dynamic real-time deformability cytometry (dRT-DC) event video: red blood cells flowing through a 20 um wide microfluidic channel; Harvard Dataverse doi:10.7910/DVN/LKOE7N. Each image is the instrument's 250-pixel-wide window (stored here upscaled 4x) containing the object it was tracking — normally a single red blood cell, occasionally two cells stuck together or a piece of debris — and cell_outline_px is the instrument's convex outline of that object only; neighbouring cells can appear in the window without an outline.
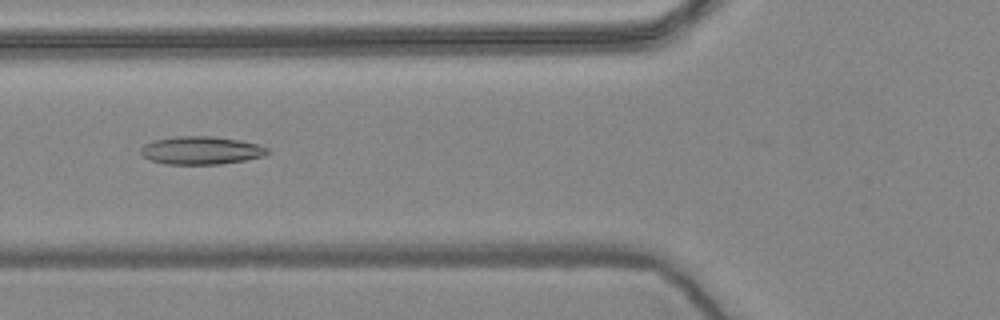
{"species": "common noctule bat (a hibernating species)", "species_latin": "Nyctalus noctula", "temperature_condition": "warm", "stored_images_in_passage": 57, "camera_frame_rate_fps": 3000, "um_per_image_px": 0.085, "animal": {"sex": "female", "body_mass_g": 24.6, "forearm_length_mm": 56.2}, "frame": {"image": 1, "passage_image": 22, "time_ms": 7.0, "image_size_px": [1000, 320], "cell_outline_px": [[268, 152], [264, 156], [248, 160], [220, 164], [164, 164], [148, 160], [140, 152], [140, 148], [144, 144], [152, 140], [176, 136], [212, 136], [240, 140], [260, 144], [268, 148]], "centroid_in_image_um": [17.09, 12.78], "position_along_channel_um": 108.7, "area_um2": 20.98}}
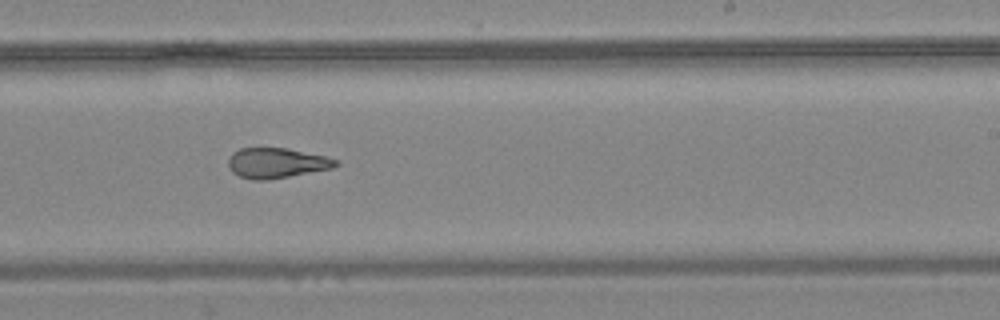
{"frame": {"image": 2, "passage_image": 35, "time_ms": 11.333, "image_size_px": [1000, 320], "cell_outline_px": [[340, 164], [332, 168], [268, 180], [252, 180], [240, 176], [232, 172], [228, 168], [228, 160], [232, 152], [240, 148], [288, 148], [324, 156], [340, 160]], "centroid_in_image_um": [23.5, 13.85], "position_along_channel_um": 265.5, "area_um2": 18.96}}
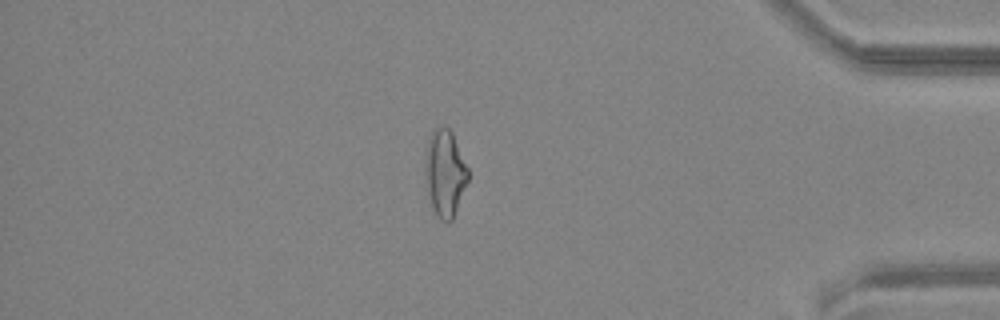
{"frame": {"image": 3, "passage_image": 49, "time_ms": 16.0, "image_size_px": [1000, 320], "cell_outline_px": [[468, 180], [452, 220], [440, 220], [432, 208], [428, 192], [424, 172], [424, 168], [428, 136], [432, 128], [444, 124], [452, 132], [468, 168]], "centroid_in_image_um": [37.79, 14.64], "position_along_channel_um": 397.4, "area_um2": 21.73}, "authors_computed_cell_mechanics": {"area_um2": 20.808, "velocity_mm_per_s": 3.6164, "shape_relaxation_time_tau1_ms": 10.7993, "shape_relaxation_time_tau2_ms": 2.2307, "deformation_change_tau1": 0.2626, "deformation_change_tau2": 0.1104}}